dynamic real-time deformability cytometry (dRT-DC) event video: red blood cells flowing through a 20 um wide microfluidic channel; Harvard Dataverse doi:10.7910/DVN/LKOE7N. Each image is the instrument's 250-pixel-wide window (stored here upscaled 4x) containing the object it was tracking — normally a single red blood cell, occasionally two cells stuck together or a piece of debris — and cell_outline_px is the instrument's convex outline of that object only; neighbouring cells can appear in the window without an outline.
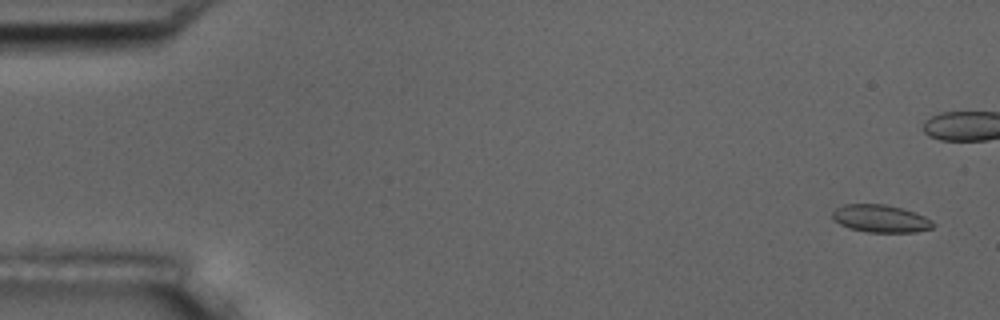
{"species": "common noctule bat (a hibernating species)", "species_latin": "Nyctalus noctula", "temperature_condition": "room temperature", "stored_images_in_passage": 6, "camera_frame_rate_fps": 3000, "um_per_image_px": 0.085, "animal": {"sex": "male", "body_mass_g": 17.5, "forearm_length_mm": 52.3}, "frame": {"image": 1, "passage_image": 1, "time_ms": 0.0, "image_size_px": [1000, 320], "cell_outline_px": [[936, 224], [932, 228], [916, 232], [868, 232], [848, 228], [832, 220], [832, 212], [836, 208], [844, 204], [884, 204], [900, 208], [924, 216], [932, 220]], "centroid_in_image_um": [74.82, 18.59], "position_along_channel_um": 10.2, "area_um2": 16.18}}
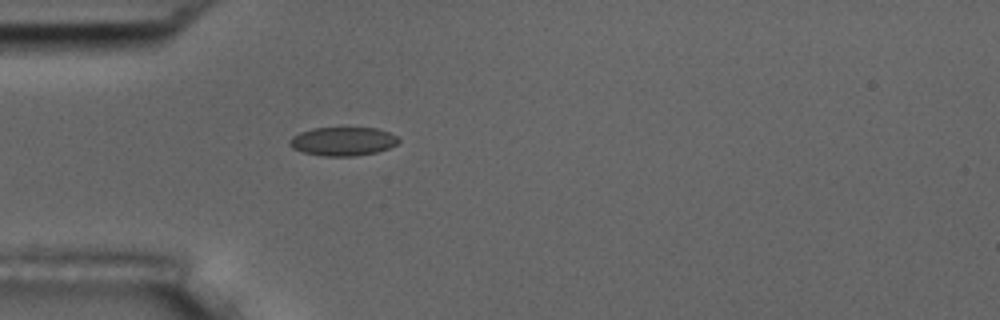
{"frame": {"image": 2, "passage_image": 6, "time_ms": 6.0, "image_size_px": [1000, 320], "cell_outline_px": [[400, 140], [396, 144], [388, 148], [376, 152], [356, 156], [324, 156], [304, 152], [292, 148], [288, 144], [288, 140], [292, 136], [300, 132], [312, 128], [376, 128], [388, 132], [396, 136]], "centroid_in_image_um": [29.11, 12.01], "position_along_channel_um": 55.9, "area_um2": 18.15}}